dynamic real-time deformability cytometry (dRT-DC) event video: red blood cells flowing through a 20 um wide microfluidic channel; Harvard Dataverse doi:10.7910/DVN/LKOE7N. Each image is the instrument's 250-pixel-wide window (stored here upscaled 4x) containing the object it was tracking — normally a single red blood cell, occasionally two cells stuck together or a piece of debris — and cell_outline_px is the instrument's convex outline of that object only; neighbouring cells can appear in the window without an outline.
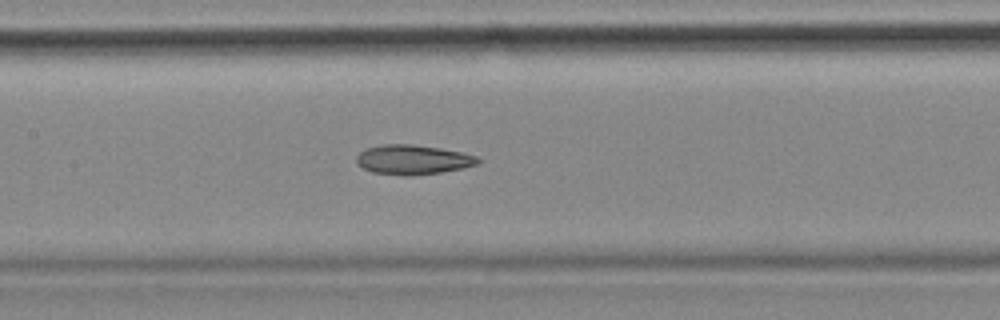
{"species": "common noctule bat (a hibernating species)", "species_latin": "Nyctalus noctula", "temperature_condition": "cold", "stored_images_in_passage": 53, "camera_frame_rate_fps": 3000, "um_per_image_px": 0.085, "animal": {"sex": "female", "body_mass_g": 18.4}, "frame": {"image": 1, "passage_image": 23, "time_ms": 7.333, "image_size_px": [1000, 320], "cell_outline_px": [[480, 164], [440, 172], [372, 172], [356, 164], [356, 156], [364, 148], [380, 144], [412, 144], [440, 148], [460, 152], [476, 156], [480, 160]], "centroid_in_image_um": [35.07, 13.5], "position_along_channel_um": 172.3, "area_um2": 19.94}, "authors_computed_cell_mechanics": {"area_um2": 21.2126, "velocity_mm_per_s": 3.5471, "shape_relaxation_time_tau1_ms": null, "shape_relaxation_time_tau2_ms": 5.4928, "deformation_change_tau1": null, "deformation_change_tau2": 0.1447}}